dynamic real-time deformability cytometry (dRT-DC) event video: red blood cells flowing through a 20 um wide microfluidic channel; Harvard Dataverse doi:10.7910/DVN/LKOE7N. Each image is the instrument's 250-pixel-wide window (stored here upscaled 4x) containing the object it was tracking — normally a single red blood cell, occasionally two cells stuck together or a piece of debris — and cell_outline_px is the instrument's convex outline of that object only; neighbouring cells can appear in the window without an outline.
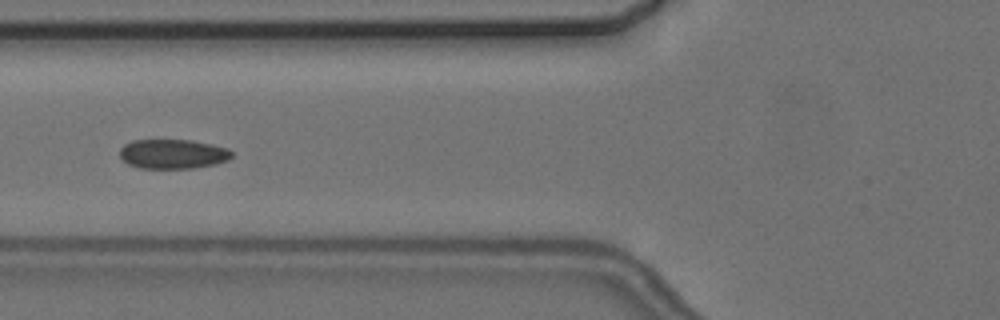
{"species": "common noctule bat (a hibernating species)", "species_latin": "Nyctalus noctula", "temperature_condition": "cold", "stored_images_in_passage": 7, "camera_frame_rate_fps": 3000, "um_per_image_px": 0.085, "animal": {"sex": "female", "body_mass_g": 24.6, "forearm_length_mm": 56.2}, "frame": {"image": 1, "passage_image": 6, "time_ms": 7.333, "image_size_px": [1000, 320], "cell_outline_px": [[232, 156], [228, 160], [216, 164], [192, 168], [140, 168], [128, 164], [120, 156], [120, 148], [124, 144], [132, 140], [192, 140], [212, 144], [228, 148], [232, 152]], "centroid_in_image_um": [14.7, 13.08], "position_along_channel_um": 111.1, "area_um2": 19.31}}
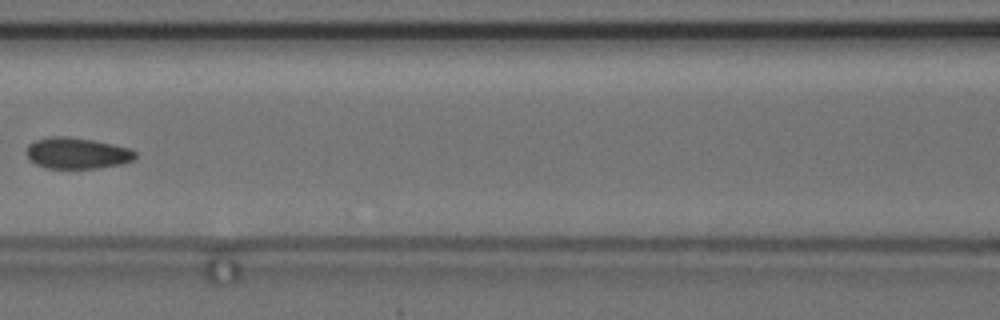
{"frame": {"image": 2, "passage_image": 7, "time_ms": 8.667, "image_size_px": [1000, 320], "cell_outline_px": [[136, 156], [132, 160], [120, 164], [96, 168], [48, 168], [36, 164], [28, 160], [28, 144], [36, 140], [48, 136], [68, 136], [92, 140], [112, 144], [128, 148], [136, 152]], "centroid_in_image_um": [6.52, 13.01], "position_along_channel_um": 160.1, "area_um2": 19.59}}